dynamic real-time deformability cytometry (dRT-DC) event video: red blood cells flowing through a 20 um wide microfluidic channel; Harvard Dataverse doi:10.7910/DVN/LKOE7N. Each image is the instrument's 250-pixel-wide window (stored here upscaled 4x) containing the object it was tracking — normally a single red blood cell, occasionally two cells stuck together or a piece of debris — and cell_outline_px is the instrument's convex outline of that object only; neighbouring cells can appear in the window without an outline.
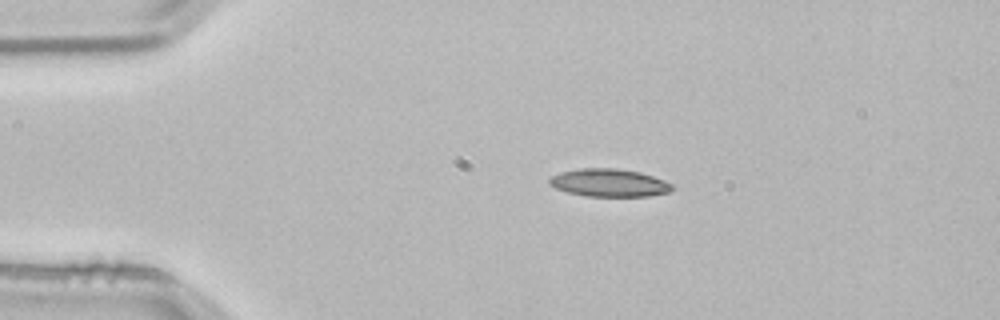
{"species": "common noctule bat (a hibernating species)", "species_latin": "Nyctalus noctula", "temperature_condition": "room temperature", "stored_images_in_passage": 1, "camera_frame_rate_fps": 3000, "um_per_image_px": 0.085, "animal": {"sex": "male", "body_mass_g": 21.5, "forearm_length_mm": 52.0}, "frame": {"image": 1, "passage_image": 1, "time_ms": 0.0, "image_size_px": [1000, 320], "cell_outline_px": [[672, 188], [668, 192], [648, 196], [588, 196], [568, 192], [556, 188], [548, 184], [548, 180], [552, 176], [560, 172], [580, 168], [616, 168], [640, 172], [664, 180], [672, 184]], "centroid_in_image_um": [51.75, 15.53], "position_along_channel_um": 33.2, "area_um2": 19.77}}